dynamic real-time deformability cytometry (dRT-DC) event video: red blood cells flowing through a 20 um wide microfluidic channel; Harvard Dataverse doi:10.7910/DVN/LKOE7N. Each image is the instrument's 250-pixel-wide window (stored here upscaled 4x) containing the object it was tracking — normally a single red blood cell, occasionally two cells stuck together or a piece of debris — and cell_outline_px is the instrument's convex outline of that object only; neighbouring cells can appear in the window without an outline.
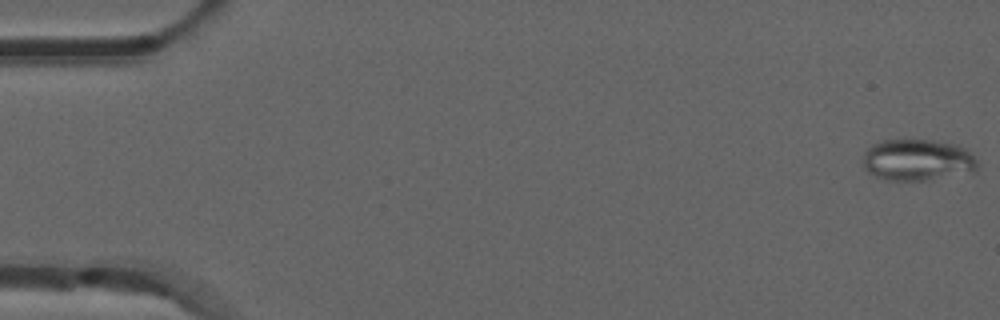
{"species": "common noctule bat (a hibernating species)", "species_latin": "Nyctalus noctula", "temperature_condition": "room temperature", "stored_images_in_passage": 53, "camera_frame_rate_fps": 3000, "um_per_image_px": 0.085, "animal": {"sex": "male", "forearm_length_mm": 52.5}, "frame": {"image": 1, "passage_image": 1, "time_ms": 0.0, "image_size_px": [1000, 320], "cell_outline_px": [[980, 164], [976, 172], [924, 180], [884, 180], [868, 172], [864, 168], [864, 152], [872, 144], [880, 140], [932, 140], [956, 144], [964, 148]], "centroid_in_image_um": [78.0, 13.6], "position_along_channel_um": 7.0, "area_um2": 27.8}}
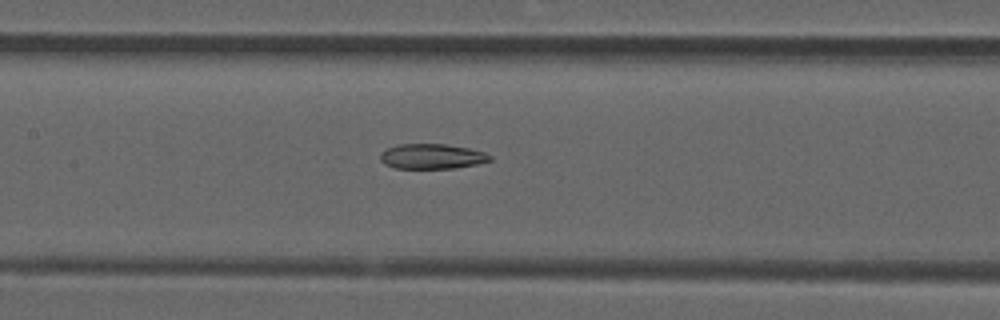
{"frame": {"image": 2, "passage_image": 25, "time_ms": 8.0, "image_size_px": [1000, 320], "cell_outline_px": [[492, 160], [476, 164], [456, 168], [396, 168], [384, 164], [380, 160], [380, 152], [396, 144], [444, 144], [468, 148], [484, 152], [492, 156]], "centroid_in_image_um": [36.69, 13.29], "position_along_channel_um": 170.7, "area_um2": 16.01}}
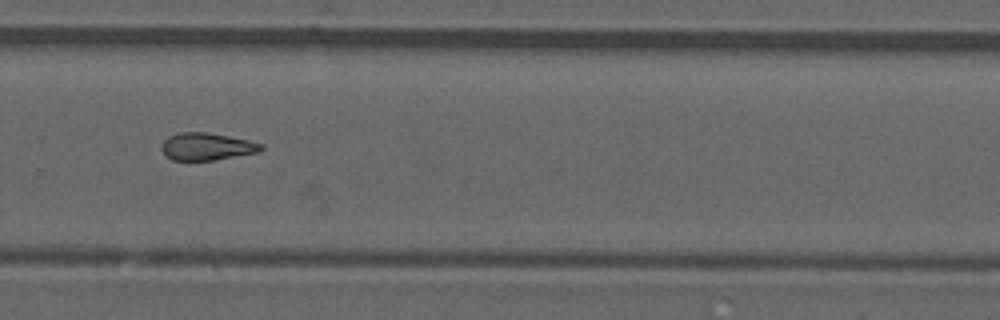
{"frame": {"image": 3, "passage_image": 36, "time_ms": 11.667, "image_size_px": [1000, 320], "cell_outline_px": [[264, 148], [260, 152], [212, 160], [172, 160], [160, 148], [164, 140], [168, 136], [180, 132], [204, 132], [228, 136], [248, 140], [264, 144]], "centroid_in_image_um": [17.59, 12.45], "position_along_channel_um": 312.2, "area_um2": 15.78}, "authors_computed_cell_mechanics": {"area_um2": 16.6464, "velocity_mm_per_s": 3.8744, "shape_relaxation_time_tau1_ms": null, "shape_relaxation_time_tau2_ms": 6.9242, "deformation_change_tau1": null, "deformation_change_tau2": 0.1628}}